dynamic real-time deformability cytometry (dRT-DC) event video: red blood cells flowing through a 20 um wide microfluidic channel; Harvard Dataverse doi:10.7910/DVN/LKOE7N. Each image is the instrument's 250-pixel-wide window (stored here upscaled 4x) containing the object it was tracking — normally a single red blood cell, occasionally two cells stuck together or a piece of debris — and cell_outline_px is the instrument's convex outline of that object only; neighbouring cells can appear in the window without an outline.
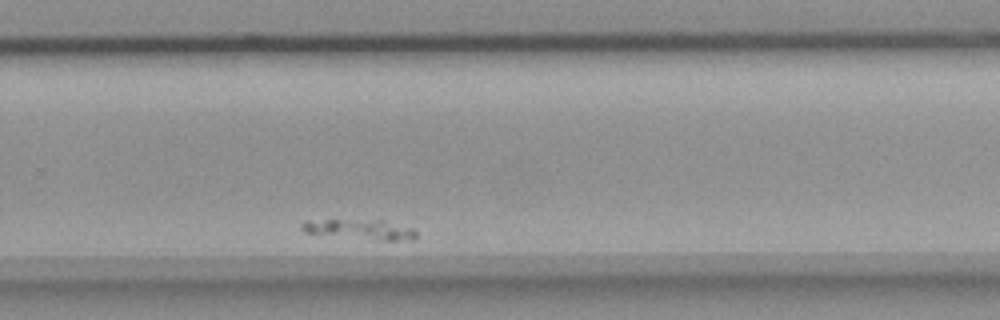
{"species": "common noctule bat (a hibernating species)", "species_latin": "Nyctalus noctula", "temperature_condition": "room temperature", "stored_images_in_passage": 44, "camera_frame_rate_fps": 3000, "um_per_image_px": 0.085, "animal": {"sex": "female", "body_mass_g": 18.4}, "frame": {"image": 1, "passage_image": 28, "time_ms": 9.0, "image_size_px": [1000, 320], "cell_outline_px": [[416, 236], [412, 240], [380, 240], [304, 232], [300, 228], [300, 224], [304, 220], [384, 220], [412, 228], [416, 232]], "centroid_in_image_um": [30.6, 19.48], "position_along_channel_um": 299.2, "area_um2": 13.06}}
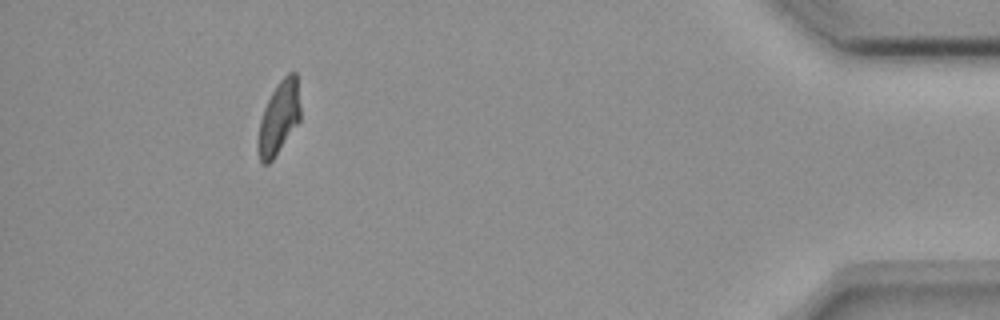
{"frame": {"image": 2, "passage_image": 39, "time_ms": 12.667, "image_size_px": [1000, 320], "cell_outline_px": [[300, 120], [272, 160], [268, 164], [260, 164], [256, 148], [256, 140], [260, 120], [264, 108], [272, 92], [280, 80], [288, 72], [296, 72], [300, 104]], "centroid_in_image_um": [23.67, 10.05], "position_along_channel_um": 411.5, "area_um2": 18.09}}